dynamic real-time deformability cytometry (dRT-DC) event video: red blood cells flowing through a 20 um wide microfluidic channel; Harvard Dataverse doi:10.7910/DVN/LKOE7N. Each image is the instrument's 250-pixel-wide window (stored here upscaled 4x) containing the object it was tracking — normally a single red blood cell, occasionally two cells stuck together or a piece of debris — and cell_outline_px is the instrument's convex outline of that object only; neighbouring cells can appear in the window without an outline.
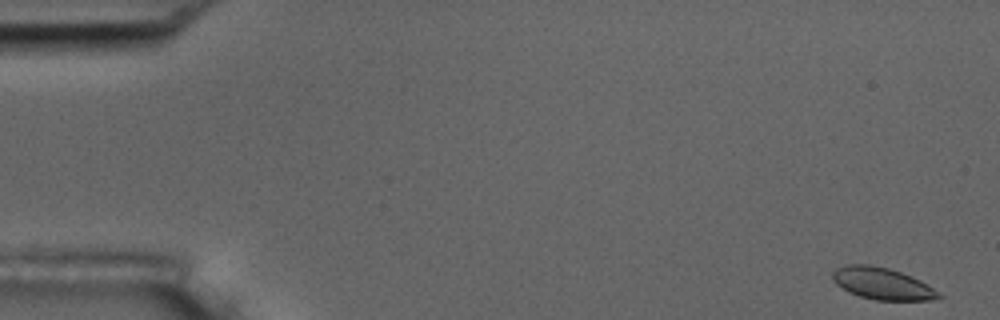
{"species": "common noctule bat (a hibernating species)", "species_latin": "Nyctalus noctula", "temperature_condition": "room temperature", "stored_images_in_passage": 5, "camera_frame_rate_fps": 3000, "um_per_image_px": 0.085, "animal": {"sex": "male", "body_mass_g": 17.5, "forearm_length_mm": 52.3}, "frame": {"image": 1, "passage_image": 1, "time_ms": 0.0, "image_size_px": [1000, 320], "cell_outline_px": [[944, 296], [932, 300], [876, 300], [860, 296], [848, 292], [836, 284], [832, 280], [832, 272], [836, 268], [844, 264], [868, 264], [888, 268], [900, 272], [920, 280], [940, 292]], "centroid_in_image_um": [74.97, 24.1], "position_along_channel_um": 10.0, "area_um2": 19.77}}
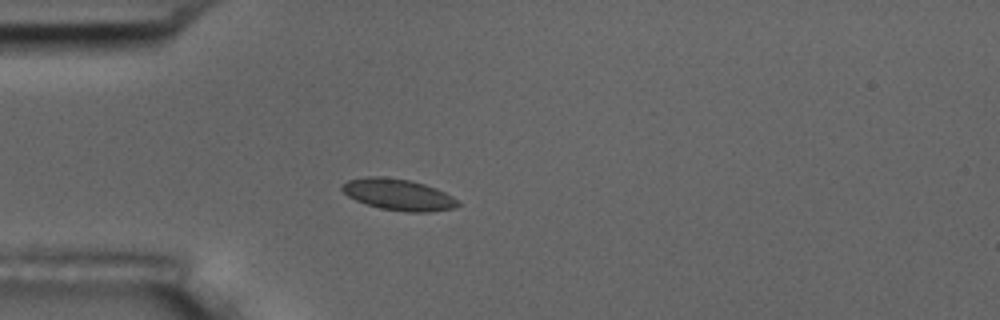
{"frame": {"image": 2, "passage_image": 5, "time_ms": 4.667, "image_size_px": [1000, 320], "cell_outline_px": [[460, 204], [452, 208], [428, 212], [408, 212], [380, 208], [356, 200], [348, 196], [340, 188], [340, 184], [348, 180], [368, 176], [384, 176], [408, 180], [424, 184], [436, 188], [452, 196]], "centroid_in_image_um": [33.82, 16.53], "position_along_channel_um": 51.2, "area_um2": 20.98}}